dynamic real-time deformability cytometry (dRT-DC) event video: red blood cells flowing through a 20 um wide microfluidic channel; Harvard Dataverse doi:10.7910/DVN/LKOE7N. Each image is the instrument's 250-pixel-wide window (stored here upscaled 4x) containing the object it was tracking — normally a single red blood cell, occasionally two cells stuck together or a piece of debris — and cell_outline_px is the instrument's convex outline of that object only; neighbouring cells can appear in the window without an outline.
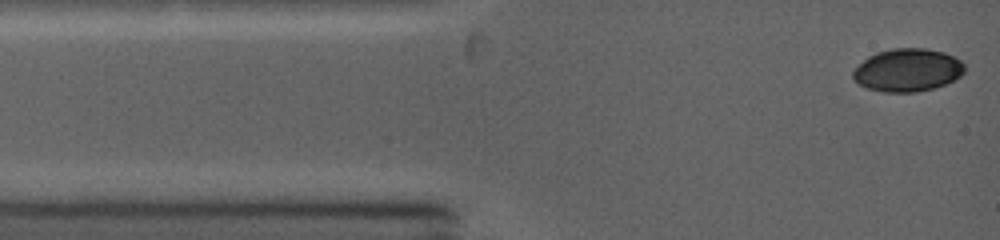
{"species": "common noctule bat (a hibernating species)", "species_latin": "Nyctalus noctula", "temperature_condition": "warm", "stored_images_in_passage": 8, "camera_frame_rate_fps": 5000, "um_per_image_px": 0.085, "animal": {"sex": "female", "body_mass_g": 19.0, "forearm_length_mm": 53.3}, "frame": {"image": 1, "passage_image": 1, "time_ms": 0.0, "image_size_px": [1000, 240], "cell_outline_px": [[964, 72], [960, 76], [944, 84], [932, 88], [916, 92], [884, 92], [868, 88], [860, 84], [852, 76], [852, 72], [868, 56], [876, 52], [892, 48], [924, 48], [944, 52], [960, 60], [964, 64]], "centroid_in_image_um": [77.14, 5.95], "position_along_channel_um": 7.9, "area_um2": 27.63}}
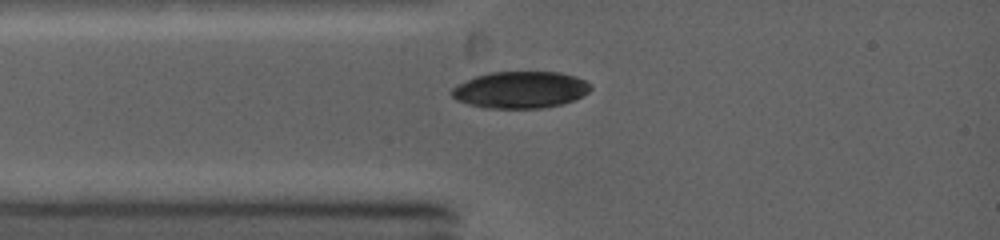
{"frame": {"image": 2, "passage_image": 7, "time_ms": 2.0, "image_size_px": [1000, 240], "cell_outline_px": [[592, 88], [588, 92], [572, 100], [560, 104], [544, 108], [488, 108], [468, 104], [456, 100], [452, 96], [452, 88], [476, 76], [488, 72], [560, 72], [576, 76], [584, 80]], "centroid_in_image_um": [44.23, 7.63], "position_along_channel_um": 40.8, "area_um2": 29.48}}